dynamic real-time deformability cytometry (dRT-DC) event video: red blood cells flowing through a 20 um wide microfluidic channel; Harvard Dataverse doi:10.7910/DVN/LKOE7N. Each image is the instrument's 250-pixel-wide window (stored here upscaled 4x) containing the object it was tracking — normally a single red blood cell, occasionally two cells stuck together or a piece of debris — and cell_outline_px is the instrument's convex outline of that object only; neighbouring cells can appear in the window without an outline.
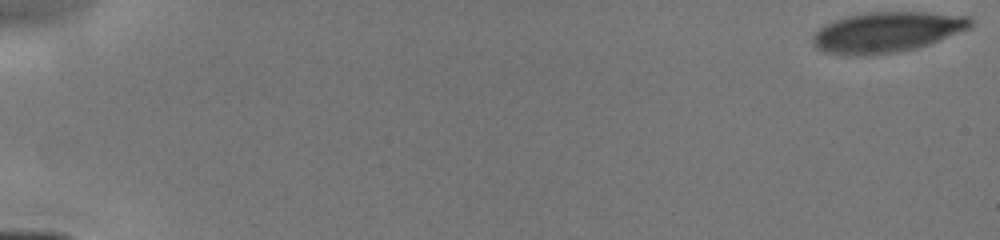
{"species": "human", "species_latin": "Homo sapiens", "temperature_condition": "cold", "stored_images_in_passage": 62, "camera_frame_rate_fps": 3000, "um_per_image_px": 0.085, "donor": {"sex": "male"}, "frame": {"image": 1, "passage_image": 1, "time_ms": 0.0, "image_size_px": [1000, 240], "cell_outline_px": [[972, 28], [928, 44], [916, 48], [896, 52], [864, 56], [848, 56], [824, 52], [816, 48], [812, 44], [812, 36], [820, 28], [836, 20], [848, 16], [868, 12], [928, 12], [972, 16]], "centroid_in_image_um": [75.41, 2.74], "position_along_channel_um": 9.6, "area_um2": 37.34}}
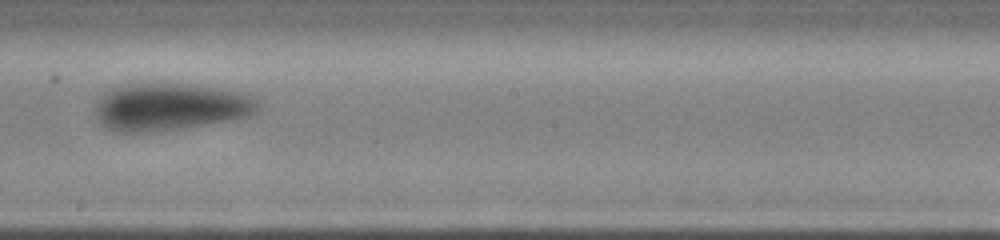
{"frame": {"image": 2, "passage_image": 32, "time_ms": 9.333, "image_size_px": [1000, 240], "cell_outline_px": [[260, 108], [256, 112], [248, 116], [236, 120], [184, 128], [156, 132], [116, 132], [100, 124], [96, 116], [96, 108], [104, 92], [120, 84], [184, 84], [220, 88], [248, 92], [256, 96], [260, 100]], "centroid_in_image_um": [14.56, 9.09], "position_along_channel_um": 233.6, "area_um2": 45.66}}
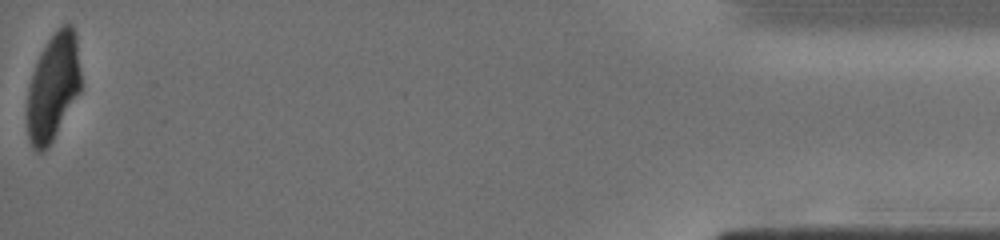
{"frame": {"image": 3, "passage_image": 61, "time_ms": 15.667, "image_size_px": [1000, 240], "cell_outline_px": [[80, 92], [48, 148], [40, 152], [36, 152], [32, 148], [28, 140], [28, 88], [32, 72], [40, 52], [48, 40], [60, 24], [72, 24], [76, 32], [80, 72]], "centroid_in_image_um": [4.52, 7.38], "position_along_channel_um": 430.7, "area_um2": 33.58}}